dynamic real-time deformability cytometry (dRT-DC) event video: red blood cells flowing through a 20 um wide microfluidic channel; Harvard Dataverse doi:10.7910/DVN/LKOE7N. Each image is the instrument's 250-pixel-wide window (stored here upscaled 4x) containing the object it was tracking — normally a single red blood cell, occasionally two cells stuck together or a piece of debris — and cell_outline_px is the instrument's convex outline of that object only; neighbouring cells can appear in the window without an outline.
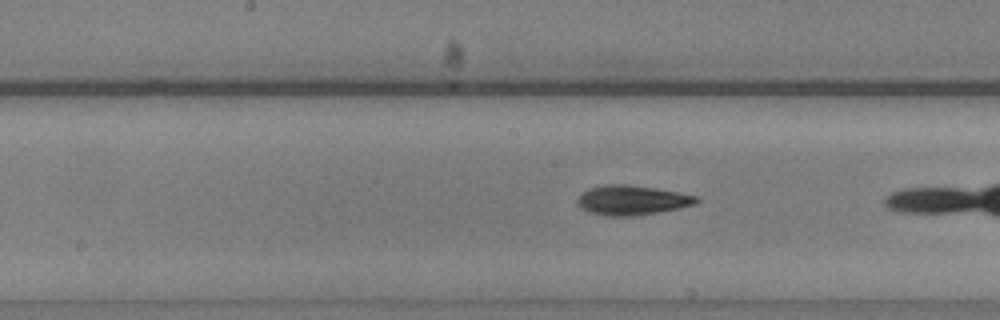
{"species": "common noctule bat (a hibernating species)", "species_latin": "Nyctalus noctula", "temperature_condition": "warm", "stored_images_in_passage": 37, "camera_frame_rate_fps": 3000, "um_per_image_px": 0.085, "animal": {"sex": "male", "body_mass_g": 20.5, "forearm_length_mm": 52.5}, "frame": {"image": 1, "passage_image": 9, "time_ms": 2.667, "image_size_px": [1000, 320], "cell_outline_px": [[700, 200], [696, 204], [680, 208], [632, 216], [604, 216], [588, 212], [580, 208], [576, 204], [576, 200], [580, 192], [588, 188], [604, 184], [628, 184], [656, 188], [700, 196]], "centroid_in_image_um": [53.68, 17.0], "position_along_channel_um": 194.5, "area_um2": 20.98}}
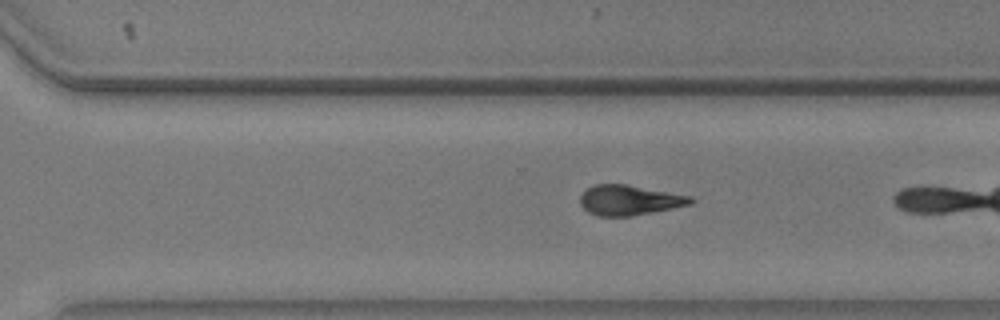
{"frame": {"image": 2, "passage_image": 19, "time_ms": 6.0, "image_size_px": [1000, 320], "cell_outline_px": [[692, 200], [688, 204], [672, 208], [632, 216], [600, 216], [588, 212], [580, 204], [580, 196], [588, 188], [596, 184], [628, 184], [692, 196]], "centroid_in_image_um": [53.47, 17.0], "position_along_channel_um": 317.1, "area_um2": 19.19}}
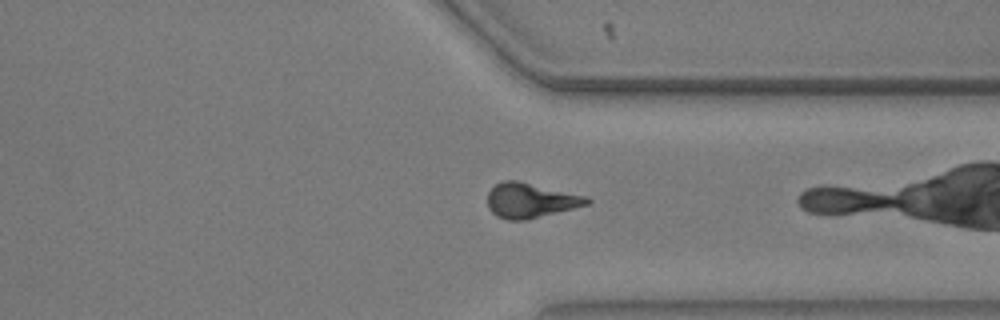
{"frame": {"image": 3, "passage_image": 23, "time_ms": 7.333, "image_size_px": [1000, 320], "cell_outline_px": [[592, 200], [588, 204], [524, 220], [508, 220], [496, 216], [488, 208], [488, 192], [496, 184], [504, 180], [516, 180], [588, 196]], "centroid_in_image_um": [45.07, 17.02], "position_along_channel_um": 366.3, "area_um2": 19.94}, "authors_computed_cell_mechanics": {"area_um2": 19.4786, "velocity_mm_per_s": 3.7015, "shape_relaxation_time_tau1_ms": 2.3747, "shape_relaxation_time_tau2_ms": 3.8085, "deformation_change_tau1": 0.1224, "deformation_change_tau2": 0.1377}}